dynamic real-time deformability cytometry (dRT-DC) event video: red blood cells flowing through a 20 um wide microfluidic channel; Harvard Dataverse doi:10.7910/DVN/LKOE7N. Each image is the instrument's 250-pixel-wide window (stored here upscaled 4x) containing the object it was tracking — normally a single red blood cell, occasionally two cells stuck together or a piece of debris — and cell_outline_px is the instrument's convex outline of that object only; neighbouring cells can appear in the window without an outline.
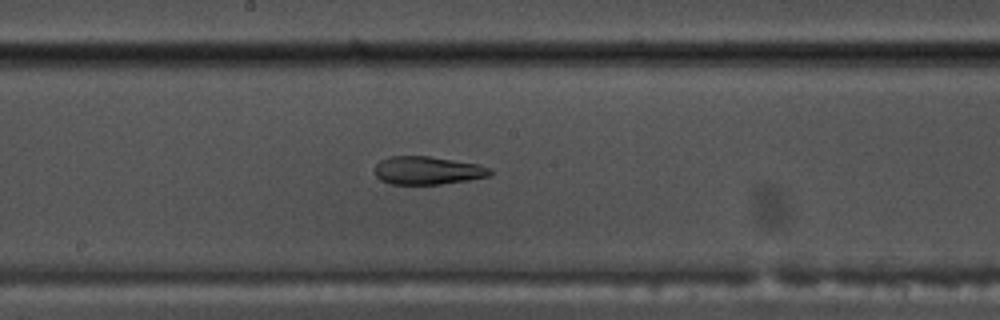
{"species": "common noctule bat (a hibernating species)", "species_latin": "Nyctalus noctula", "temperature_condition": "warm", "stored_images_in_passage": 53, "camera_frame_rate_fps": 3000, "um_per_image_px": 0.085, "animal": {"sex": "male", "body_mass_g": 17.5, "forearm_length_mm": 52.3}, "frame": {"image": 1, "passage_image": 28, "time_ms": 9.0, "image_size_px": [1000, 320], "cell_outline_px": [[492, 172], [488, 176], [468, 180], [440, 184], [392, 184], [380, 180], [376, 176], [376, 164], [380, 160], [392, 156], [428, 156], [480, 164], [492, 168]], "centroid_in_image_um": [36.36, 14.48], "position_along_channel_um": 211.8, "area_um2": 18.84}}
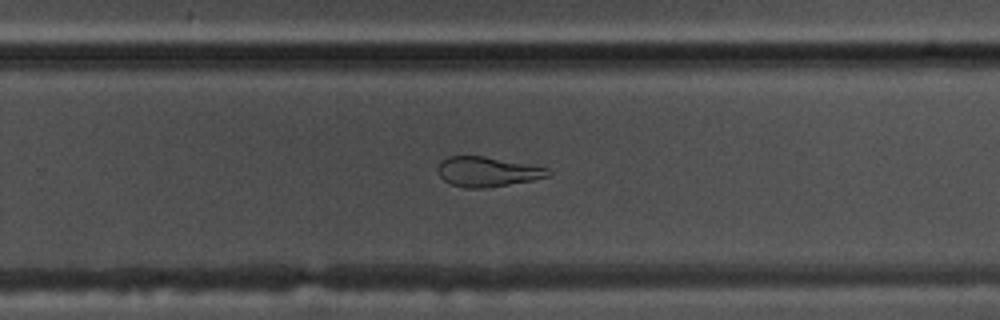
{"frame": {"image": 2, "passage_image": 34, "time_ms": 11.0, "image_size_px": [1000, 320], "cell_outline_px": [[552, 172], [548, 176], [532, 180], [484, 188], [464, 188], [452, 184], [444, 180], [440, 176], [440, 160], [448, 156], [484, 156], [528, 164], [548, 168]], "centroid_in_image_um": [41.44, 14.59], "position_along_channel_um": 288.4, "area_um2": 18.9}}
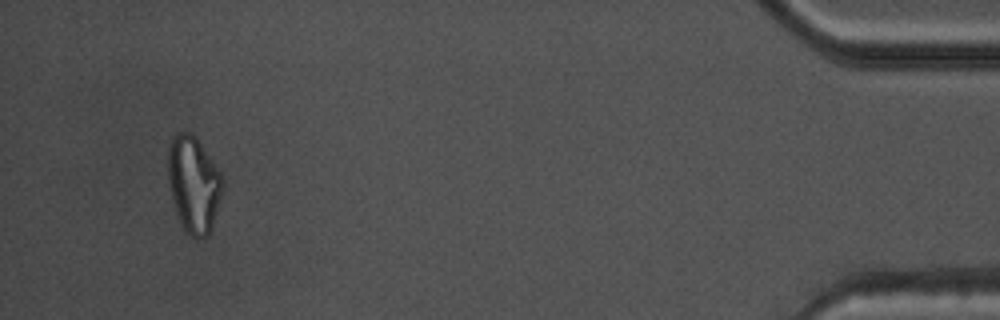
{"frame": {"image": 3, "passage_image": 50, "time_ms": 16.333, "image_size_px": [1000, 320], "cell_outline_px": [[224, 184], [220, 200], [212, 228], [208, 236], [196, 240], [184, 228], [176, 212], [168, 180], [168, 144], [172, 136], [176, 132], [188, 132], [196, 136], [220, 172], [224, 180]], "centroid_in_image_um": [16.47, 15.64], "position_along_channel_um": 418.7, "area_um2": 30.69}, "authors_computed_cell_mechanics": {"area_um2": 24.0448, "velocity_mm_per_s": 3.8292, "shape_relaxation_time_tau1_ms": null, "shape_relaxation_time_tau2_ms": 3.0182, "deformation_change_tau1": null, "deformation_change_tau2": 0.1196}}